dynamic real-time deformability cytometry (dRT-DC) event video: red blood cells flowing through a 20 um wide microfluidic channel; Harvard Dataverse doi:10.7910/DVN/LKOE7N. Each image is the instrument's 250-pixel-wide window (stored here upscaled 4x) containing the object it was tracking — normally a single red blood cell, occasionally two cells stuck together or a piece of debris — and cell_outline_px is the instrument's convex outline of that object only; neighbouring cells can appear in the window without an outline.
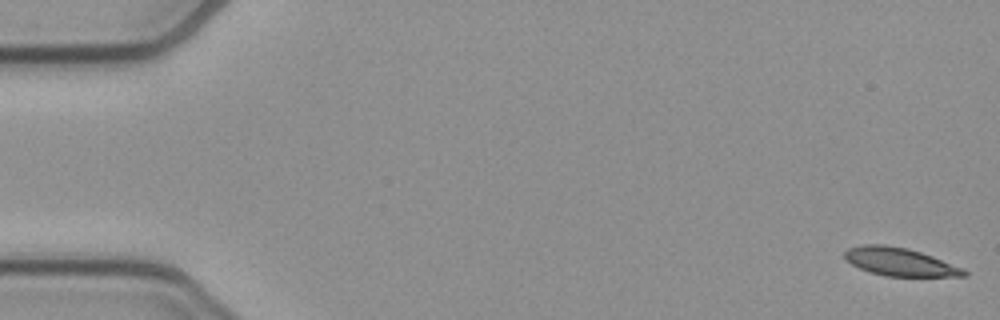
{"species": "common noctule bat (a hibernating species)", "species_latin": "Nyctalus noctula", "temperature_condition": "cold", "stored_images_in_passage": 54, "segment_of_instrument_passage": [1, 2], "camera_frame_rate_fps": 3000, "um_per_image_px": 0.085, "animal": {"sex": "female", "body_mass_g": 21.9}, "frame": {"image": 1, "passage_image": 1, "time_ms": 0.0, "image_size_px": [1000, 320], "cell_outline_px": [[968, 276], [884, 276], [860, 268], [844, 260], [844, 252], [848, 248], [860, 244], [884, 244], [908, 248], [932, 256], [964, 268], [968, 272]], "centroid_in_image_um": [76.47, 22.24], "position_along_channel_um": 8.5, "area_um2": 19.59}}
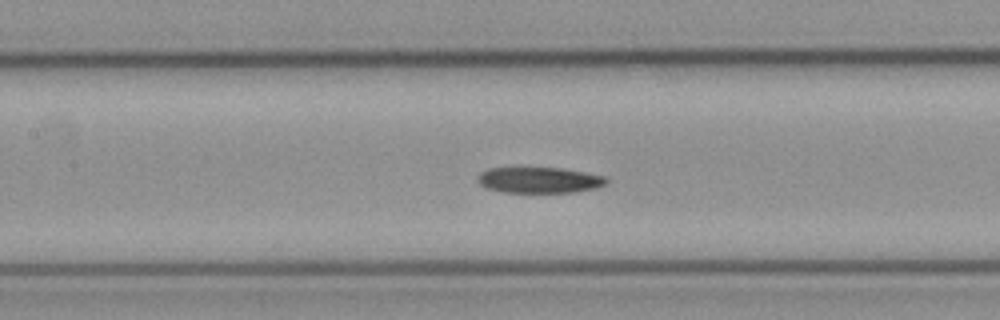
{"frame": {"image": 2, "passage_image": 24, "time_ms": 7.667, "image_size_px": [1000, 320], "cell_outline_px": [[608, 184], [596, 188], [572, 192], [504, 192], [484, 188], [476, 180], [476, 176], [480, 172], [488, 168], [560, 168], [608, 176]], "centroid_in_image_um": [45.83, 15.3], "position_along_channel_um": 161.6, "area_um2": 19.59}}
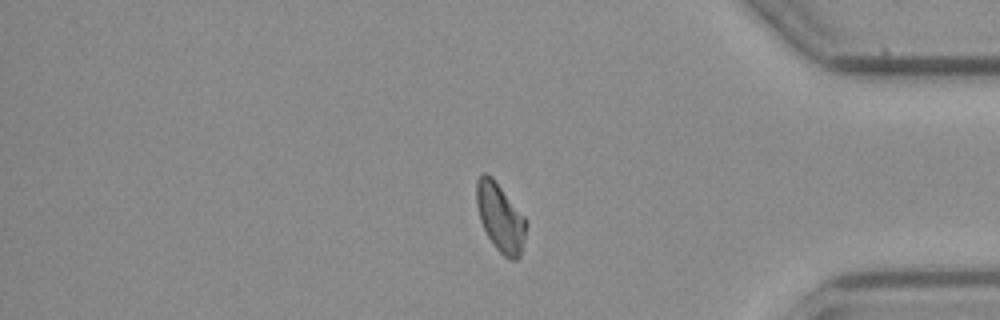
{"frame": {"image": 3, "passage_image": 44, "time_ms": 14.333, "image_size_px": [1000, 320], "cell_outline_px": [[528, 224], [520, 256], [516, 260], [512, 260], [504, 256], [492, 244], [480, 220], [476, 204], [476, 180], [480, 172], [488, 172], [492, 176], [528, 220]], "centroid_in_image_um": [42.53, 18.45], "position_along_channel_um": 392.7, "area_um2": 20.11}}